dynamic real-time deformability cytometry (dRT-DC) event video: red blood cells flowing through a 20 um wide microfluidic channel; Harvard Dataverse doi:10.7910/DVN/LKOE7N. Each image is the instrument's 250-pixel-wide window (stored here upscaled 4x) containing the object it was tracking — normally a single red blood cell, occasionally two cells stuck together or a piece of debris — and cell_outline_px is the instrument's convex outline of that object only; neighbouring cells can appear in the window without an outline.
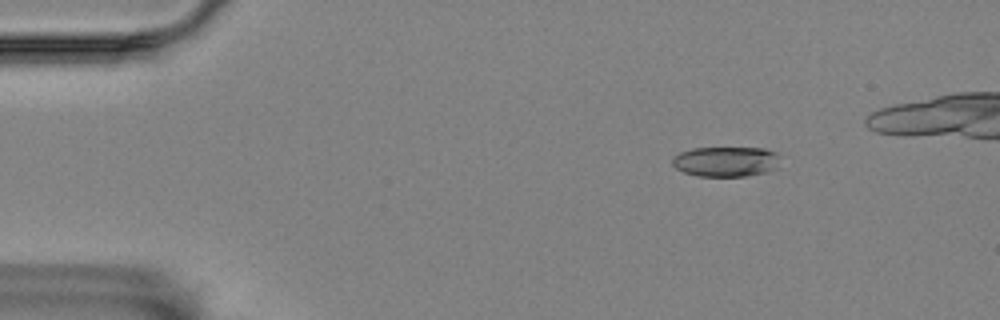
{"species": "Egyptian fruit bat (a non-hibernating species)", "species_latin": "Rousettus aegyptiacus", "temperature_condition": "room temperature", "stored_images_in_passage": 6, "camera_frame_rate_fps": 3000, "um_per_image_px": 0.085, "animal": {"sex": "female"}, "frame": {"image": 1, "passage_image": 3, "time_ms": 0.667, "image_size_px": [1000, 320], "cell_outline_px": [[780, 156], [772, 168], [764, 172], [748, 176], [696, 176], [684, 172], [676, 168], [672, 164], [672, 156], [680, 152], [692, 148], [764, 148], [776, 152]], "centroid_in_image_um": [61.63, 13.72], "position_along_channel_um": 23.4, "area_um2": 18.79}}